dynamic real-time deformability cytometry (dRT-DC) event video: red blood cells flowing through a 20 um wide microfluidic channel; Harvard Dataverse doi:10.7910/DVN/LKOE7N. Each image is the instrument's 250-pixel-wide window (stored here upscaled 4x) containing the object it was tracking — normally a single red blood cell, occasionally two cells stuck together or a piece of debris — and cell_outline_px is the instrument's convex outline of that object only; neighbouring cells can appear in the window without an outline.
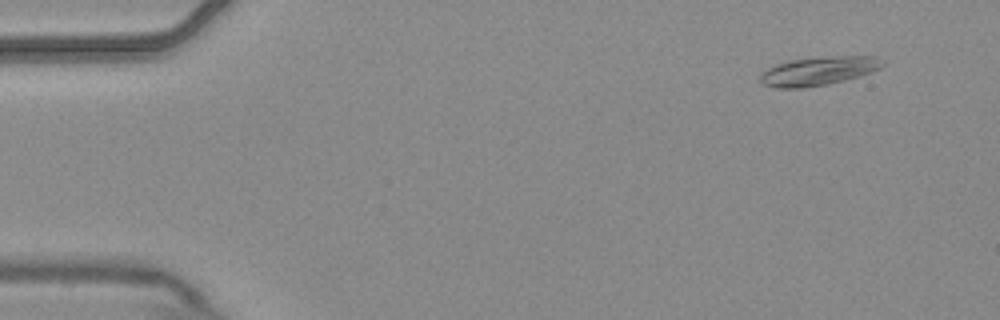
{"species": "common noctule bat (a hibernating species)", "species_latin": "Nyctalus noctula", "temperature_condition": "warm", "stored_images_in_passage": 5, "camera_frame_rate_fps": 3000, "um_per_image_px": 0.085, "animal": {"sex": "male", "body_mass_g": 20.4}, "frame": {"image": 1, "passage_image": 2, "time_ms": 0.333, "image_size_px": [1000, 320], "cell_outline_px": [[884, 64], [880, 68], [872, 72], [860, 76], [828, 84], [804, 88], [776, 88], [764, 84], [760, 80], [760, 72], [776, 64], [788, 60], [832, 56], [880, 56]], "centroid_in_image_um": [69.58, 6.03], "position_along_channel_um": 15.4, "area_um2": 20.58}}